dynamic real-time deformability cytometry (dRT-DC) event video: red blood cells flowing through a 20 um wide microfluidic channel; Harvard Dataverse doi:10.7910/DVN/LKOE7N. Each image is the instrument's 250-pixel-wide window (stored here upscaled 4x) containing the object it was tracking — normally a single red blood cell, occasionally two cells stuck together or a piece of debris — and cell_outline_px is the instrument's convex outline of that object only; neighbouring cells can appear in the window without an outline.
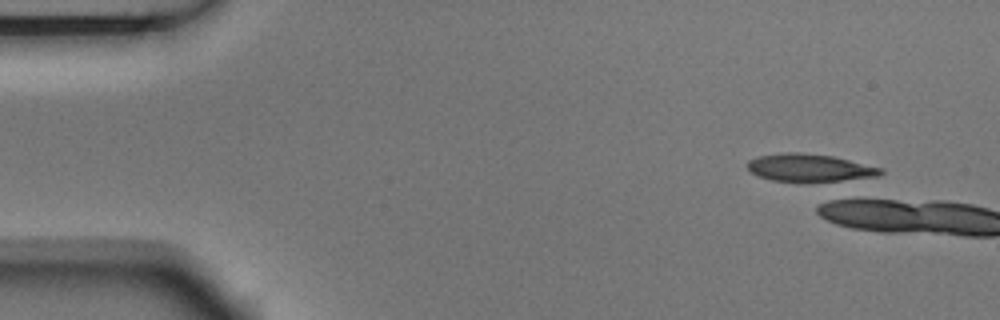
{"species": "Egyptian fruit bat (a non-hibernating species)", "species_latin": "Rousettus aegyptiacus", "temperature_condition": "room temperature", "stored_images_in_passage": 5, "camera_frame_rate_fps": 3000, "um_per_image_px": 0.085, "animal": {"sex": "male"}, "frame": {"image": 1, "passage_image": 1, "time_ms": 0.0, "image_size_px": [1000, 320], "cell_outline_px": [[884, 172], [880, 176], [864, 180], [832, 184], [828, 184], [772, 180], [760, 176], [752, 172], [748, 168], [748, 160], [760, 156], [780, 152], [800, 152], [832, 156], [884, 168]], "centroid_in_image_um": [68.98, 14.32], "position_along_channel_um": 16.0, "area_um2": 22.66}}